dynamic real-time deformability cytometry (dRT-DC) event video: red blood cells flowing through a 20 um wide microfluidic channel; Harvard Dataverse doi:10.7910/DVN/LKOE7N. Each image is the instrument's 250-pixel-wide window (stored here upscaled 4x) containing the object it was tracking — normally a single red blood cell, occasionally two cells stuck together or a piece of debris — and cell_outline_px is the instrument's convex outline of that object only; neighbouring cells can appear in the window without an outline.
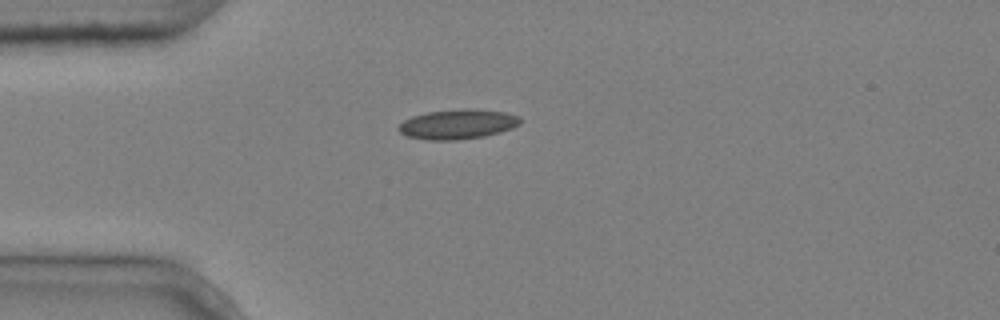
{"species": "common noctule bat (a hibernating species)", "species_latin": "Nyctalus noctula", "temperature_condition": "cold", "stored_images_in_passage": 1, "camera_frame_rate_fps": 3000, "um_per_image_px": 0.085, "animal": {"sex": "male", "body_mass_g": 20.4}, "frame": {"image": 1, "passage_image": 1, "time_ms": 0.0, "image_size_px": [1000, 320], "cell_outline_px": [[520, 124], [512, 128], [500, 132], [484, 136], [456, 140], [424, 140], [408, 136], [400, 132], [396, 128], [404, 120], [412, 116], [428, 112], [464, 108], [472, 108], [504, 112], [520, 116]], "centroid_in_image_um": [38.9, 10.55], "position_along_channel_um": 46.1, "area_um2": 21.15}}